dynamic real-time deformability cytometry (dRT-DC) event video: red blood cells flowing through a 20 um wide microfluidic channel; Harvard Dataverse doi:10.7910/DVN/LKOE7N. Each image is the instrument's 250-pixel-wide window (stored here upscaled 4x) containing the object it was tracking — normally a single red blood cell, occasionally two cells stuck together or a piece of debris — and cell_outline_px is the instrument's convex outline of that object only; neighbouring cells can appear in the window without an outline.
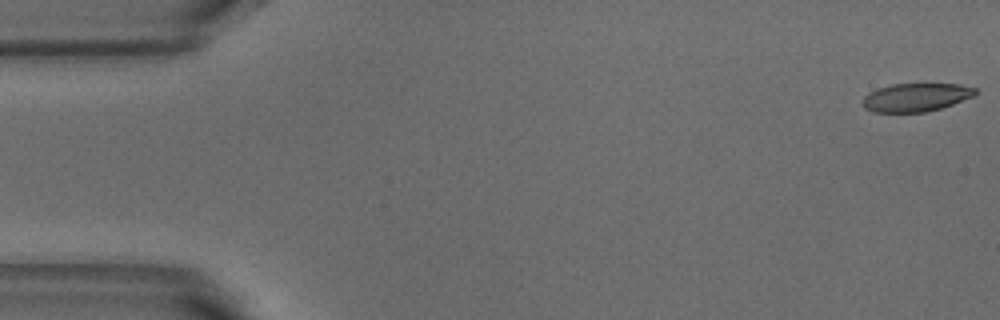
{"species": "common noctule bat (a hibernating species)", "species_latin": "Nyctalus noctula", "temperature_condition": "warm", "stored_images_in_passage": 42, "camera_frame_rate_fps": 3000, "um_per_image_px": 0.085, "animal": {"sex": "male", "body_mass_g": 18.8}, "frame": {"image": 1, "passage_image": 1, "time_ms": 0.0, "image_size_px": [1000, 320], "cell_outline_px": [[976, 92], [972, 96], [952, 104], [940, 108], [924, 112], [872, 112], [864, 108], [864, 96], [868, 92], [892, 84], [960, 84], [976, 88]], "centroid_in_image_um": [77.83, 8.27], "position_along_channel_um": 7.2, "area_um2": 18.32}}
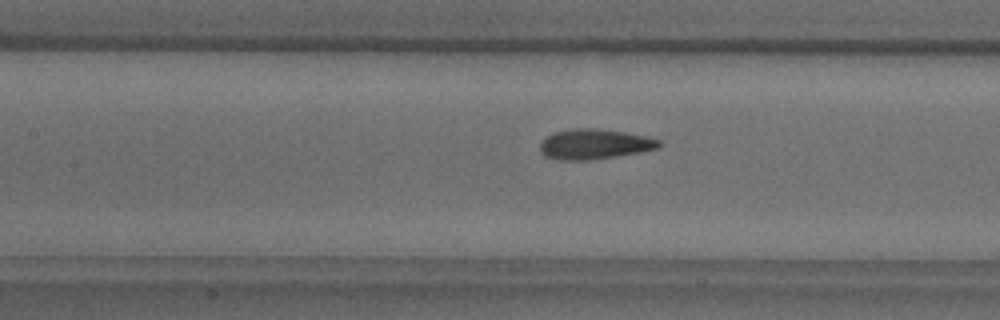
{"frame": {"image": 2, "passage_image": 23, "time_ms": 7.333, "image_size_px": [1000, 320], "cell_outline_px": [[660, 148], [640, 152], [616, 156], [588, 160], [560, 160], [544, 156], [540, 152], [540, 144], [552, 132], [572, 128], [596, 128], [624, 132], [644, 136], [660, 140]], "centroid_in_image_um": [50.5, 12.25], "position_along_channel_um": 156.9, "area_um2": 20.87}}
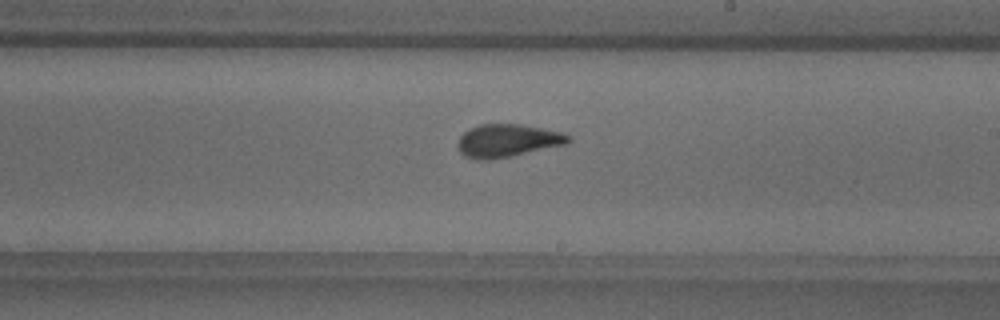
{"frame": {"image": 3, "passage_image": 30, "time_ms": 9.667, "image_size_px": [1000, 320], "cell_outline_px": [[572, 140], [568, 144], [488, 160], [476, 160], [464, 156], [460, 152], [456, 144], [460, 136], [464, 132], [480, 124], [520, 124], [560, 132], [568, 136]], "centroid_in_image_um": [43.1, 11.96], "position_along_channel_um": 245.9, "area_um2": 20.98}}